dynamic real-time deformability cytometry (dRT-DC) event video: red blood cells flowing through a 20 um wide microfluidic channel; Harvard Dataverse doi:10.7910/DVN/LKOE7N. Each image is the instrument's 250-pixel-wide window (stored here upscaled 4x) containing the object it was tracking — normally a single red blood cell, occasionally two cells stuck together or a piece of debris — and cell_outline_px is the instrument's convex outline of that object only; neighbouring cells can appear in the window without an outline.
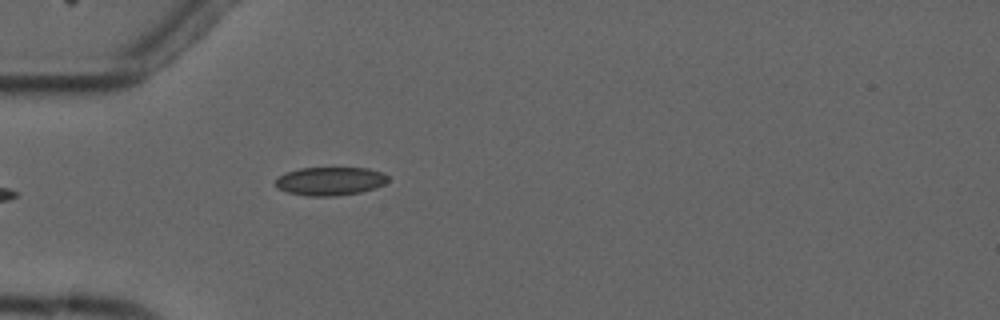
{"species": "common noctule bat (a hibernating species)", "species_latin": "Nyctalus noctula", "temperature_condition": "cold", "stored_images_in_passage": 3, "camera_frame_rate_fps": 3000, "um_per_image_px": 0.085, "animal": {"sex": "male", "forearm_length_mm": 52.5}, "frame": {"image": 1, "passage_image": 3, "time_ms": 3.333, "image_size_px": [1000, 320], "cell_outline_px": [[388, 180], [384, 184], [376, 188], [360, 192], [336, 196], [308, 196], [288, 192], [276, 188], [276, 180], [284, 172], [300, 168], [368, 168], [384, 172], [388, 176]], "centroid_in_image_um": [28.08, 15.39], "position_along_channel_um": 56.9, "area_um2": 18.73}}